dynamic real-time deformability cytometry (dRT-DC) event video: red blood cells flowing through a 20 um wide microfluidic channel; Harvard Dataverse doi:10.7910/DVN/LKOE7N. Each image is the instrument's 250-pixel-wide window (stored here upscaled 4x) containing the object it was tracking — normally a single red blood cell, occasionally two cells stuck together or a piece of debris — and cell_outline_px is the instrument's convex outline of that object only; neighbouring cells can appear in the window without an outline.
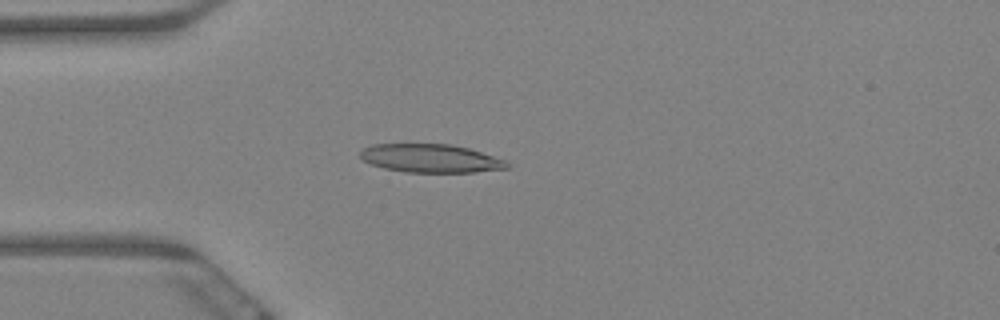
{"species": "Egyptian fruit bat (a non-hibernating species)", "species_latin": "Rousettus aegyptiacus", "temperature_condition": "warm", "stored_images_in_passage": 58, "camera_frame_rate_fps": 3000, "um_per_image_px": 0.085, "animal": {"sex": "female"}, "frame": {"image": 1, "passage_image": 15, "time_ms": 4.667, "image_size_px": [1000, 320], "cell_outline_px": [[512, 168], [476, 172], [404, 172], [384, 168], [372, 164], [364, 160], [360, 156], [360, 152], [364, 148], [372, 144], [452, 144], [468, 148], [508, 160], [512, 164]], "centroid_in_image_um": [36.69, 13.46], "position_along_channel_um": 48.3, "area_um2": 24.51}}
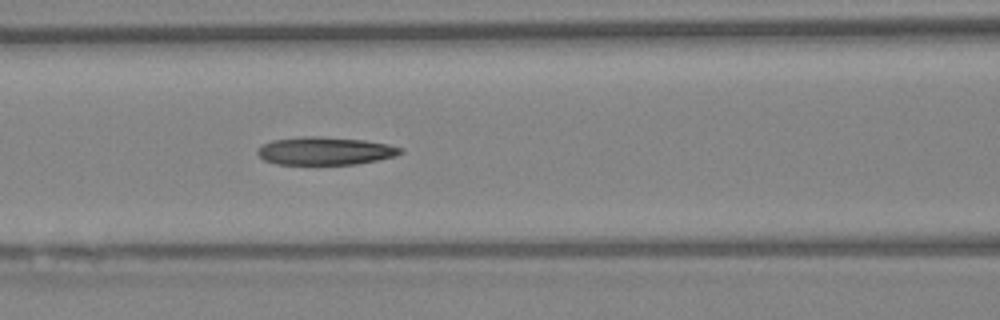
{"frame": {"image": 2, "passage_image": 24, "time_ms": 7.667, "image_size_px": [1000, 320], "cell_outline_px": [[404, 152], [396, 156], [356, 164], [276, 164], [264, 160], [256, 152], [264, 144], [272, 140], [304, 136], [320, 136], [364, 140], [388, 144], [404, 148]], "centroid_in_image_um": [27.67, 12.82], "position_along_channel_um": 138.9, "area_um2": 23.24}}
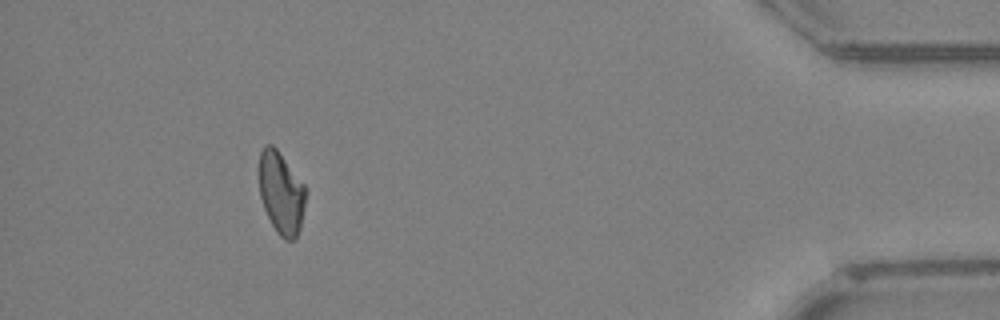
{"frame": {"image": 3, "passage_image": 53, "time_ms": 17.333, "image_size_px": [1000, 320], "cell_outline_px": [[308, 192], [300, 228], [296, 236], [292, 240], [284, 240], [276, 232], [264, 208], [260, 196], [260, 152], [264, 144], [272, 144], [276, 148], [304, 184]], "centroid_in_image_um": [23.92, 16.4], "position_along_channel_um": 411.3, "area_um2": 22.31}, "authors_computed_cell_mechanics": {"area_um2": 23.4668, "velocity_mm_per_s": 3.4478, "shape_relaxation_time_tau1_ms": null, "shape_relaxation_time_tau2_ms": 7.9924, "deformation_change_tau1": null, "deformation_change_tau2": 0.171}}